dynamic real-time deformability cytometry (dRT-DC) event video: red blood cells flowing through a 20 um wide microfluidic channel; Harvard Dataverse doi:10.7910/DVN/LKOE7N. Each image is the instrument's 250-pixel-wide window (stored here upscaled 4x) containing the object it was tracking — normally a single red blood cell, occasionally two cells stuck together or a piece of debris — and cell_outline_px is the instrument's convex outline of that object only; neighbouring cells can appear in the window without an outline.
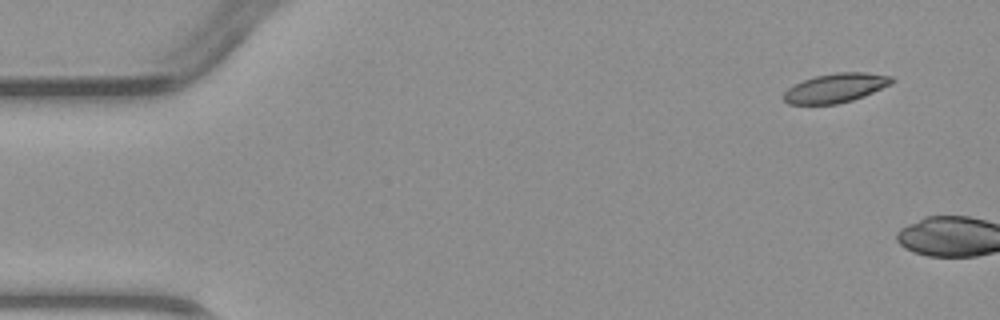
{"species": "common noctule bat (a hibernating species)", "species_latin": "Nyctalus noctula", "temperature_condition": "warm", "stored_images_in_passage": 2, "camera_frame_rate_fps": 3000, "um_per_image_px": 0.085, "animal": {"sex": "male", "body_mass_g": 23.1, "forearm_length_mm": 52.7}, "frame": {"image": 1, "passage_image": 1, "time_ms": 0.0, "image_size_px": [1000, 320], "cell_outline_px": [[896, 80], [892, 84], [864, 96], [852, 100], [836, 104], [788, 104], [784, 100], [784, 92], [788, 88], [804, 80], [816, 76], [836, 72], [864, 72], [892, 76]], "centroid_in_image_um": [71.07, 7.47], "position_along_channel_um": 13.9, "area_um2": 18.32}}